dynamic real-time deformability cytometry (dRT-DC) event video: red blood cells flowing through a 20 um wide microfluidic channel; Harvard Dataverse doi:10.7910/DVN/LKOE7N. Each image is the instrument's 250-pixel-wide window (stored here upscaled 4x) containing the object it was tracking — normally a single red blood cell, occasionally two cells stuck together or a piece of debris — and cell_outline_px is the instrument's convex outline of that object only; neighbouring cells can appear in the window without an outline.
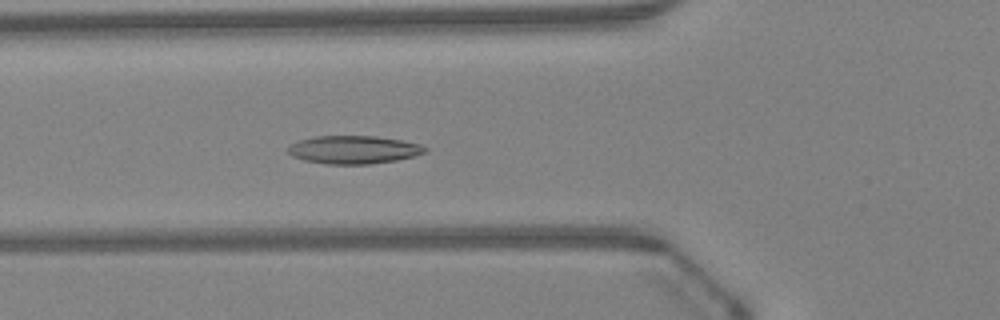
{"species": "Egyptian fruit bat (a non-hibernating species)", "species_latin": "Rousettus aegyptiacus", "temperature_condition": "warm", "stored_images_in_passage": 47, "camera_frame_rate_fps": 3000, "um_per_image_px": 0.085, "animal": {"sex": "female"}, "frame": {"image": 1, "passage_image": 17, "time_ms": 5.333, "image_size_px": [1000, 320], "cell_outline_px": [[428, 152], [416, 156], [396, 160], [368, 164], [324, 164], [304, 160], [292, 156], [288, 152], [288, 148], [292, 144], [300, 140], [316, 136], [376, 136], [400, 140], [420, 144], [428, 148]], "centroid_in_image_um": [30.1, 12.73], "position_along_channel_um": 95.7, "area_um2": 22.43}}
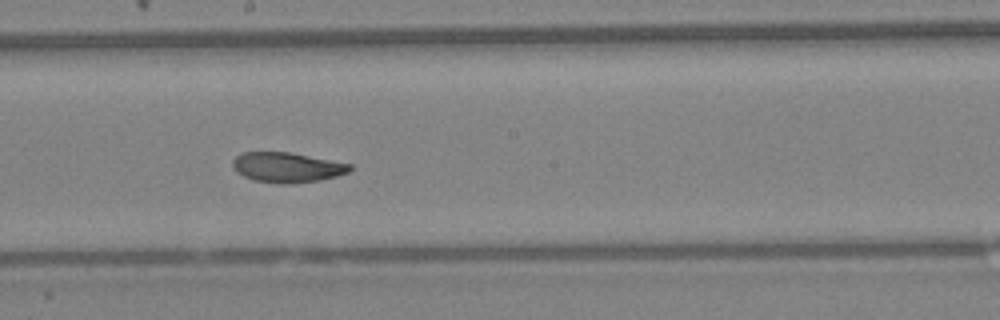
{"frame": {"image": 2, "passage_image": 26, "time_ms": 8.333, "image_size_px": [1000, 320], "cell_outline_px": [[352, 168], [348, 172], [336, 176], [320, 180], [288, 184], [284, 184], [252, 180], [236, 172], [232, 168], [232, 160], [240, 152], [292, 152], [352, 164]], "centroid_in_image_um": [24.37, 14.22], "position_along_channel_um": 223.8, "area_um2": 20.69}}
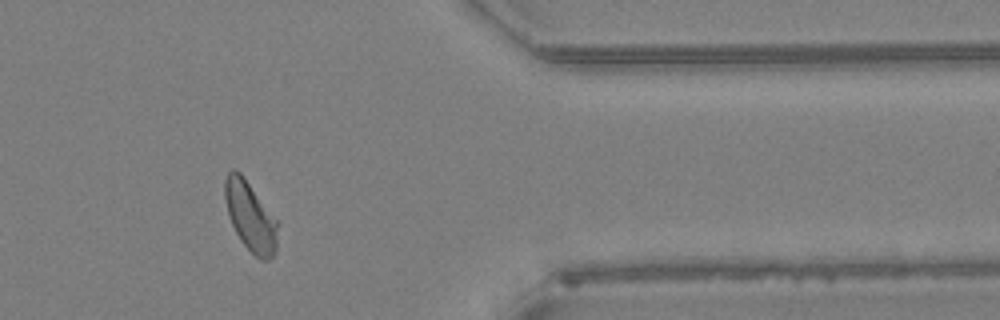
{"frame": {"image": 3, "passage_image": 39, "time_ms": 12.667, "image_size_px": [1000, 320], "cell_outline_px": [[276, 252], [268, 260], [260, 260], [240, 240], [232, 224], [228, 212], [224, 196], [224, 180], [228, 172], [232, 168], [240, 172], [276, 220]], "centroid_in_image_um": [21.24, 18.39], "position_along_channel_um": 390.2, "area_um2": 20.75}, "authors_computed_cell_mechanics": {"area_um2": 21.2704, "velocity_mm_per_s": 4.2979, "shape_relaxation_time_tau1_ms": 3.3429, "shape_relaxation_time_tau2_ms": 2.1061, "deformation_change_tau1": 0.1198, "deformation_change_tau2": 0.0772}}